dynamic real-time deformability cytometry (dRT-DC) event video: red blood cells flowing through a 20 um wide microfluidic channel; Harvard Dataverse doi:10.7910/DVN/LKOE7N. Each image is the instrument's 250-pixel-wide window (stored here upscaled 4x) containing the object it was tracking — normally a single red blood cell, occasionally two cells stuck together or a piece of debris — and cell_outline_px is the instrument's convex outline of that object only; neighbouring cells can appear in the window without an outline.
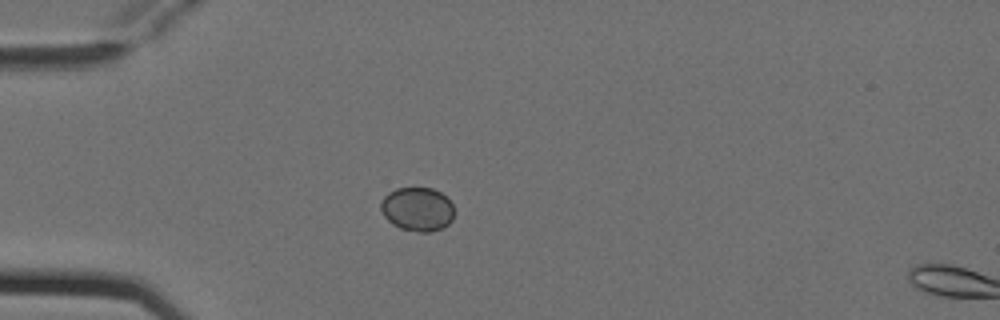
{"species": "Egyptian fruit bat (a non-hibernating species)", "species_latin": "Rousettus aegyptiacus", "temperature_condition": "cold", "stored_images_in_passage": 5, "camera_frame_rate_fps": 3000, "um_per_image_px": 0.085, "animal": {"sex": "female"}, "frame": {"image": 1, "passage_image": 4, "time_ms": 1.0, "image_size_px": [1000, 320], "cell_outline_px": [[456, 212], [452, 220], [444, 228], [432, 232], [416, 232], [400, 228], [392, 224], [384, 216], [380, 208], [380, 204], [384, 196], [388, 192], [396, 188], [432, 188], [440, 192], [452, 204]], "centroid_in_image_um": [35.49, 17.79], "position_along_channel_um": 49.5, "area_um2": 19.02}}